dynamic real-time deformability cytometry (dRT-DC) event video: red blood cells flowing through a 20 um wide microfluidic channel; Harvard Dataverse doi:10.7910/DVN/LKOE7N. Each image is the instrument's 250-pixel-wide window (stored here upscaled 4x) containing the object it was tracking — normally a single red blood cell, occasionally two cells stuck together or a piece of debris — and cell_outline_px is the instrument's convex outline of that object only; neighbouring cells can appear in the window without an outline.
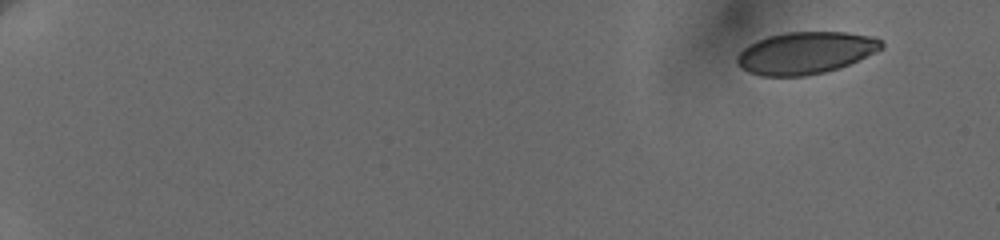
{"species": "human", "species_latin": "Homo sapiens", "temperature_condition": "cold", "stored_images_in_passage": 10, "camera_frame_rate_fps": 3000, "um_per_image_px": 0.085, "donor": {"sex": "female"}, "frame": {"image": 1, "passage_image": 1, "time_ms": 0.0, "image_size_px": [1000, 240], "cell_outline_px": [[884, 48], [876, 52], [840, 68], [824, 72], [804, 76], [760, 76], [748, 72], [736, 60], [736, 56], [744, 48], [768, 36], [788, 32], [844, 32], [876, 36], [884, 44]], "centroid_in_image_um": [68.53, 4.49], "position_along_channel_um": 16.5, "area_um2": 35.26}}
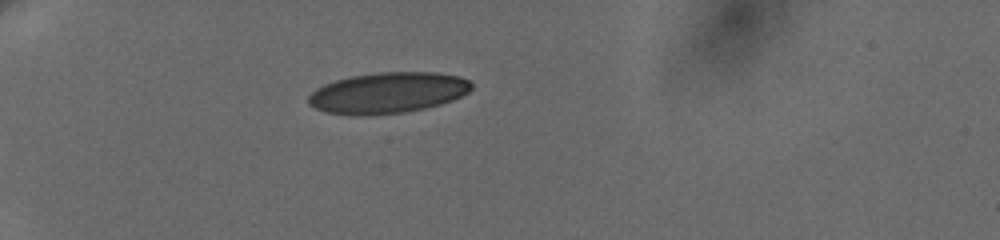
{"frame": {"image": 2, "passage_image": 6, "time_ms": 5.0, "image_size_px": [1000, 240], "cell_outline_px": [[472, 88], [468, 92], [452, 100], [440, 104], [424, 108], [404, 112], [368, 116], [352, 116], [328, 112], [316, 108], [308, 104], [308, 96], [316, 88], [324, 84], [336, 80], [352, 76], [380, 72], [436, 72], [456, 76], [468, 80], [472, 84]], "centroid_in_image_um": [32.94, 7.9], "position_along_channel_um": 52.1, "area_um2": 38.84}}
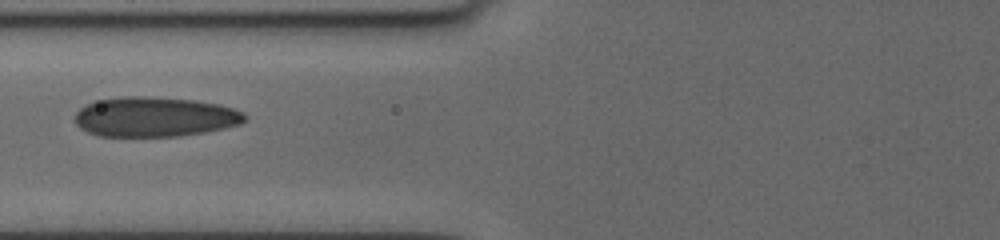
{"frame": {"image": 3, "passage_image": 9, "time_ms": 7.667, "image_size_px": [1000, 240], "cell_outline_px": [[248, 116], [240, 124], [224, 128], [204, 132], [180, 136], [100, 136], [88, 132], [80, 128], [76, 124], [76, 112], [80, 108], [92, 100], [120, 96], [144, 96], [196, 100], [220, 104], [244, 112]], "centroid_in_image_um": [13.14, 9.92], "position_along_channel_um": 112.7, "area_um2": 39.71}}